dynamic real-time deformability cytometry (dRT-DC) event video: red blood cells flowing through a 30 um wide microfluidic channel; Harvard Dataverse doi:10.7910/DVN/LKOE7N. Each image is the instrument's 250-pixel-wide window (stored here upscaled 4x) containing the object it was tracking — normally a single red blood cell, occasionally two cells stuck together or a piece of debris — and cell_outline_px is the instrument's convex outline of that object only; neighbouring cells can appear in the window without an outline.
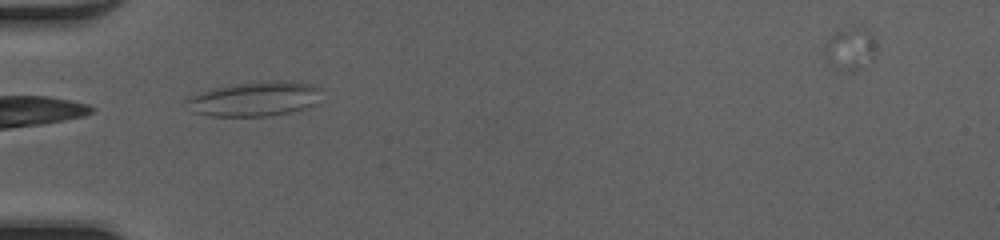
{"species": "common noctule bat (a hibernating species)", "species_latin": "Nyctalus noctula", "temperature_condition": "cold", "stored_images_in_passage": 34, "camera_frame_rate_fps": 3000, "um_per_image_px": 0.085, "animal": {"sex": "female", "body_mass_g": 20.0, "forearm_length_mm": 54.0}, "frame": {"image": 1, "passage_image": 2, "time_ms": 0.333, "image_size_px": [1000, 240], "cell_outline_px": [[320, 88], [316, 104], [308, 108], [268, 116], [208, 116], [192, 112], [184, 100], [188, 96], [212, 88], [232, 84], [276, 80], [312, 84]], "centroid_in_image_um": [21.59, 8.41], "position_along_channel_um": 63.4, "area_um2": 27.28}}
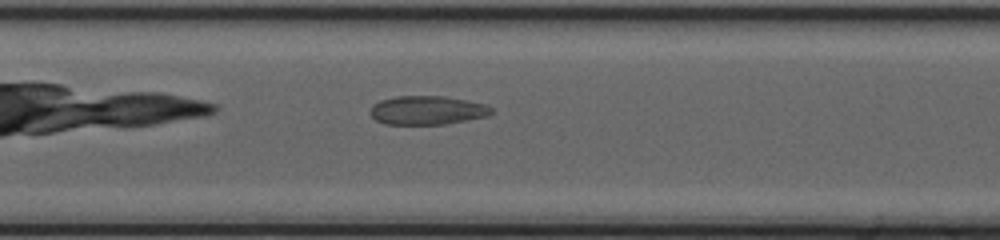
{"frame": {"image": 2, "passage_image": 10, "time_ms": 3.0, "image_size_px": [1000, 240], "cell_outline_px": [[492, 112], [488, 116], [468, 120], [444, 124], [384, 124], [376, 120], [368, 112], [372, 104], [380, 100], [396, 96], [444, 96], [468, 100], [484, 104], [492, 108]], "centroid_in_image_um": [36.28, 9.37], "position_along_channel_um": 171.1, "area_um2": 20.46}}
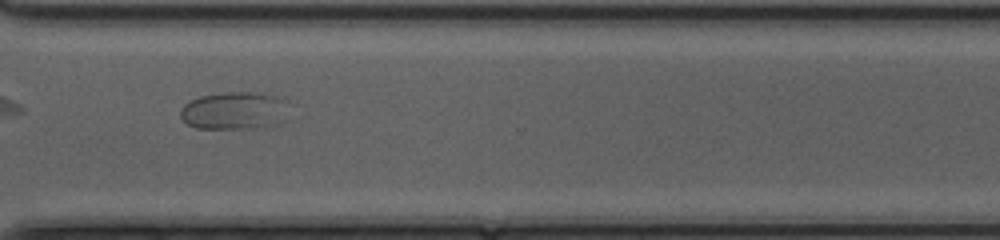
{"frame": {"image": 3, "passage_image": 23, "time_ms": 7.333, "image_size_px": [1000, 240], "cell_outline_px": [[288, 100], [276, 124], [256, 128], [196, 128], [188, 124], [180, 116], [180, 108], [184, 104], [200, 96], [224, 92], [260, 92], [284, 96]], "centroid_in_image_um": [19.88, 9.37], "position_along_channel_um": 350.7, "area_um2": 23.64}}